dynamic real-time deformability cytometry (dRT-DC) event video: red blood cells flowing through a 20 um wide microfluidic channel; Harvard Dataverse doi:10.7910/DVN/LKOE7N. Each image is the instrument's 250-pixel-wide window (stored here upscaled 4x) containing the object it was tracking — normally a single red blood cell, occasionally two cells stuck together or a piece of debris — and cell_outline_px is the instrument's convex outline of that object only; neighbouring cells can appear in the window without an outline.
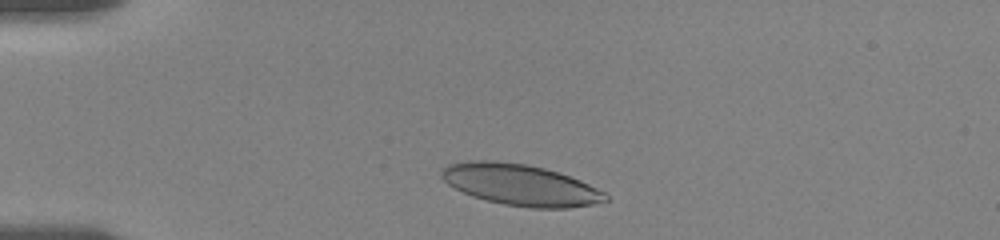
{"species": "human", "species_latin": "Homo sapiens", "temperature_condition": "room temperature", "stored_images_in_passage": 14, "camera_frame_rate_fps": 3000, "um_per_image_px": 0.085, "donor": {"sex": "female"}, "frame": {"image": 1, "passage_image": 3, "time_ms": 1.0, "image_size_px": [1000, 240], "cell_outline_px": [[608, 200], [592, 204], [568, 208], [532, 208], [504, 204], [472, 196], [448, 184], [440, 176], [440, 168], [448, 164], [472, 160], [496, 160], [524, 164], [544, 168], [580, 180], [604, 192], [608, 196]], "centroid_in_image_um": [44.2, 15.7], "position_along_channel_um": 40.8, "area_um2": 39.13}}
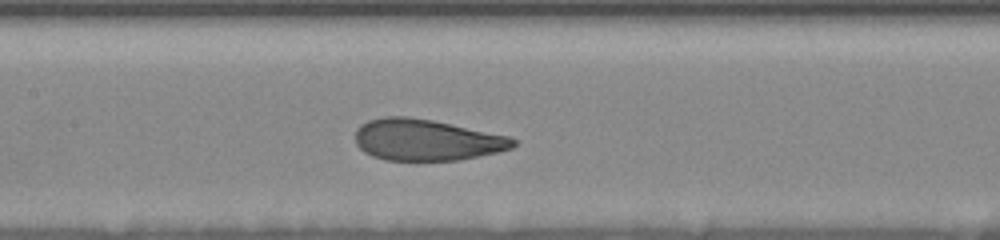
{"frame": {"image": 2, "passage_image": 11, "time_ms": 5.667, "image_size_px": [1000, 240], "cell_outline_px": [[516, 144], [512, 148], [496, 152], [460, 160], [384, 160], [372, 156], [364, 152], [356, 144], [356, 128], [360, 124], [368, 120], [384, 116], [408, 116], [432, 120], [508, 136], [516, 140]], "centroid_in_image_um": [36.2, 11.89], "position_along_channel_um": 171.2, "area_um2": 37.97}}
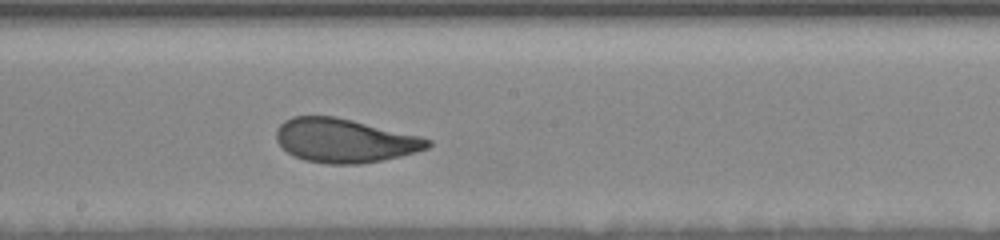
{"frame": {"image": 3, "passage_image": 14, "time_ms": 7.0, "image_size_px": [1000, 240], "cell_outline_px": [[432, 144], [428, 148], [416, 152], [400, 156], [360, 164], [328, 164], [304, 160], [292, 156], [276, 140], [276, 128], [284, 120], [292, 116], [336, 116], [420, 136], [432, 140]], "centroid_in_image_um": [29.27, 11.94], "position_along_channel_um": 218.9, "area_um2": 38.78}}